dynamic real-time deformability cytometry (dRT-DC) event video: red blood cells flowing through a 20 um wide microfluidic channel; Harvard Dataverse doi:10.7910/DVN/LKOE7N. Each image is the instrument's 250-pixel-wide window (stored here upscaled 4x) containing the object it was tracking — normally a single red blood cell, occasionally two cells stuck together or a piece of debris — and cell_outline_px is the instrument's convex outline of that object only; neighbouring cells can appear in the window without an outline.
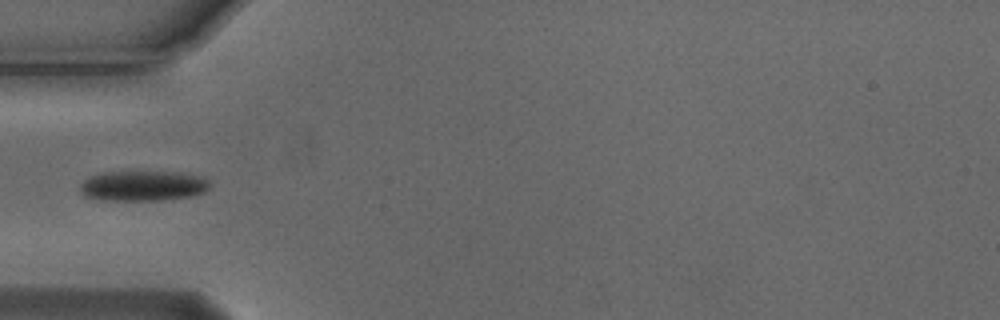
{"species": "Egyptian fruit bat (a non-hibernating species)", "species_latin": "Rousettus aegyptiacus", "temperature_condition": "cold", "stored_images_in_passage": 5, "camera_frame_rate_fps": 3000, "um_per_image_px": 0.085, "animal": {"sex": "male"}, "frame": {"image": 1, "passage_image": 3, "time_ms": 0.667, "image_size_px": [1000, 320], "cell_outline_px": [[208, 188], [204, 192], [192, 196], [160, 200], [104, 200], [84, 196], [80, 192], [80, 184], [88, 176], [100, 172], [180, 172], [200, 176], [208, 180]], "centroid_in_image_um": [12.11, 15.79], "position_along_channel_um": 72.9, "area_um2": 22.89}}
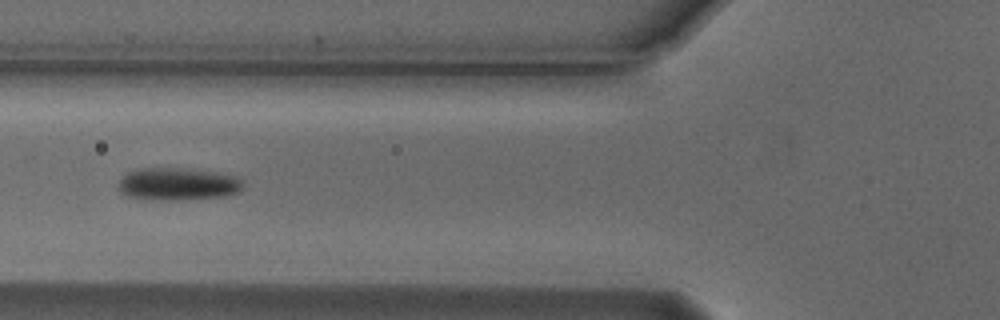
{"frame": {"image": 2, "passage_image": 4, "time_ms": 1.0, "image_size_px": [1000, 320], "cell_outline_px": [[244, 188], [240, 192], [228, 196], [172, 200], [168, 200], [128, 196], [120, 192], [116, 188], [120, 180], [128, 172], [140, 168], [192, 168], [216, 172], [236, 176], [244, 180]], "centroid_in_image_um": [15.18, 15.63], "position_along_channel_um": 110.6, "area_um2": 23.87}}